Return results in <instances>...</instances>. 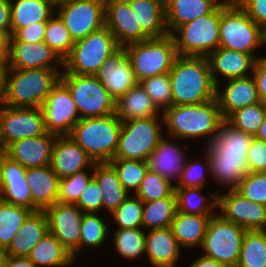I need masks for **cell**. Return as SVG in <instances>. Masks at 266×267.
<instances>
[{
	"instance_id": "6da1fadb",
	"label": "cell",
	"mask_w": 266,
	"mask_h": 267,
	"mask_svg": "<svg viewBox=\"0 0 266 267\" xmlns=\"http://www.w3.org/2000/svg\"><path fill=\"white\" fill-rule=\"evenodd\" d=\"M169 77L172 105H194L216 99V84L207 57L178 55Z\"/></svg>"
},
{
	"instance_id": "7a4b0ae2",
	"label": "cell",
	"mask_w": 266,
	"mask_h": 267,
	"mask_svg": "<svg viewBox=\"0 0 266 267\" xmlns=\"http://www.w3.org/2000/svg\"><path fill=\"white\" fill-rule=\"evenodd\" d=\"M162 122L166 124L169 135L174 138H197L210 136L211 143L219 132L224 118L217 99L194 105H172L163 110Z\"/></svg>"
},
{
	"instance_id": "3957f363",
	"label": "cell",
	"mask_w": 266,
	"mask_h": 267,
	"mask_svg": "<svg viewBox=\"0 0 266 267\" xmlns=\"http://www.w3.org/2000/svg\"><path fill=\"white\" fill-rule=\"evenodd\" d=\"M57 69H7L3 105L41 108L48 94L60 81Z\"/></svg>"
},
{
	"instance_id": "277c9868",
	"label": "cell",
	"mask_w": 266,
	"mask_h": 267,
	"mask_svg": "<svg viewBox=\"0 0 266 267\" xmlns=\"http://www.w3.org/2000/svg\"><path fill=\"white\" fill-rule=\"evenodd\" d=\"M121 126L116 113L83 118L75 124L70 136L95 163L110 162L115 156Z\"/></svg>"
},
{
	"instance_id": "5b68a950",
	"label": "cell",
	"mask_w": 266,
	"mask_h": 267,
	"mask_svg": "<svg viewBox=\"0 0 266 267\" xmlns=\"http://www.w3.org/2000/svg\"><path fill=\"white\" fill-rule=\"evenodd\" d=\"M217 6L210 14L179 26L172 37L178 55L208 57L219 47V22L223 12L234 2ZM178 32L180 36L174 34Z\"/></svg>"
},
{
	"instance_id": "8992f818",
	"label": "cell",
	"mask_w": 266,
	"mask_h": 267,
	"mask_svg": "<svg viewBox=\"0 0 266 267\" xmlns=\"http://www.w3.org/2000/svg\"><path fill=\"white\" fill-rule=\"evenodd\" d=\"M125 47L138 83L156 75L169 73L178 56L171 34L134 42Z\"/></svg>"
},
{
	"instance_id": "52a82bcc",
	"label": "cell",
	"mask_w": 266,
	"mask_h": 267,
	"mask_svg": "<svg viewBox=\"0 0 266 267\" xmlns=\"http://www.w3.org/2000/svg\"><path fill=\"white\" fill-rule=\"evenodd\" d=\"M119 47L114 35L104 26L74 43L70 54L64 59L66 69L62 73L95 76Z\"/></svg>"
},
{
	"instance_id": "ba28073f",
	"label": "cell",
	"mask_w": 266,
	"mask_h": 267,
	"mask_svg": "<svg viewBox=\"0 0 266 267\" xmlns=\"http://www.w3.org/2000/svg\"><path fill=\"white\" fill-rule=\"evenodd\" d=\"M60 81L68 88L80 119L109 116L116 112V99L96 76L62 73Z\"/></svg>"
},
{
	"instance_id": "9c48e42d",
	"label": "cell",
	"mask_w": 266,
	"mask_h": 267,
	"mask_svg": "<svg viewBox=\"0 0 266 267\" xmlns=\"http://www.w3.org/2000/svg\"><path fill=\"white\" fill-rule=\"evenodd\" d=\"M262 43V28L234 1L219 22V47L254 56Z\"/></svg>"
},
{
	"instance_id": "30bf717a",
	"label": "cell",
	"mask_w": 266,
	"mask_h": 267,
	"mask_svg": "<svg viewBox=\"0 0 266 267\" xmlns=\"http://www.w3.org/2000/svg\"><path fill=\"white\" fill-rule=\"evenodd\" d=\"M157 116L122 121L114 159L147 162L163 135Z\"/></svg>"
},
{
	"instance_id": "8fae6325",
	"label": "cell",
	"mask_w": 266,
	"mask_h": 267,
	"mask_svg": "<svg viewBox=\"0 0 266 267\" xmlns=\"http://www.w3.org/2000/svg\"><path fill=\"white\" fill-rule=\"evenodd\" d=\"M245 229L224 220L220 215L212 216L202 245L204 256L215 259L227 267H236Z\"/></svg>"
},
{
	"instance_id": "7c38bea8",
	"label": "cell",
	"mask_w": 266,
	"mask_h": 267,
	"mask_svg": "<svg viewBox=\"0 0 266 267\" xmlns=\"http://www.w3.org/2000/svg\"><path fill=\"white\" fill-rule=\"evenodd\" d=\"M57 11L74 42L105 26L103 0H72L59 5Z\"/></svg>"
},
{
	"instance_id": "4fadbf2b",
	"label": "cell",
	"mask_w": 266,
	"mask_h": 267,
	"mask_svg": "<svg viewBox=\"0 0 266 267\" xmlns=\"http://www.w3.org/2000/svg\"><path fill=\"white\" fill-rule=\"evenodd\" d=\"M41 109L46 131L57 136L70 135L80 120L72 95L61 81L48 94Z\"/></svg>"
},
{
	"instance_id": "5bb4252c",
	"label": "cell",
	"mask_w": 266,
	"mask_h": 267,
	"mask_svg": "<svg viewBox=\"0 0 266 267\" xmlns=\"http://www.w3.org/2000/svg\"><path fill=\"white\" fill-rule=\"evenodd\" d=\"M3 149L16 140L47 133L41 108L1 106Z\"/></svg>"
},
{
	"instance_id": "9a60e30c",
	"label": "cell",
	"mask_w": 266,
	"mask_h": 267,
	"mask_svg": "<svg viewBox=\"0 0 266 267\" xmlns=\"http://www.w3.org/2000/svg\"><path fill=\"white\" fill-rule=\"evenodd\" d=\"M220 216L245 230H266V206L254 203L235 189L225 195L217 194Z\"/></svg>"
},
{
	"instance_id": "2e32d148",
	"label": "cell",
	"mask_w": 266,
	"mask_h": 267,
	"mask_svg": "<svg viewBox=\"0 0 266 267\" xmlns=\"http://www.w3.org/2000/svg\"><path fill=\"white\" fill-rule=\"evenodd\" d=\"M49 232L71 253L73 258L80 249L81 222L84 212L75 204L56 202L45 208Z\"/></svg>"
},
{
	"instance_id": "e0dca14e",
	"label": "cell",
	"mask_w": 266,
	"mask_h": 267,
	"mask_svg": "<svg viewBox=\"0 0 266 267\" xmlns=\"http://www.w3.org/2000/svg\"><path fill=\"white\" fill-rule=\"evenodd\" d=\"M95 76L116 100L138 83L125 46L114 51Z\"/></svg>"
},
{
	"instance_id": "ac0fdd59",
	"label": "cell",
	"mask_w": 266,
	"mask_h": 267,
	"mask_svg": "<svg viewBox=\"0 0 266 267\" xmlns=\"http://www.w3.org/2000/svg\"><path fill=\"white\" fill-rule=\"evenodd\" d=\"M54 62L64 65V60L44 41H10L8 68L19 70L56 69L55 64H52Z\"/></svg>"
},
{
	"instance_id": "d6986e66",
	"label": "cell",
	"mask_w": 266,
	"mask_h": 267,
	"mask_svg": "<svg viewBox=\"0 0 266 267\" xmlns=\"http://www.w3.org/2000/svg\"><path fill=\"white\" fill-rule=\"evenodd\" d=\"M56 138L57 135L47 132L37 137L16 140L5 148L6 155L26 169L49 166Z\"/></svg>"
},
{
	"instance_id": "ffe728a7",
	"label": "cell",
	"mask_w": 266,
	"mask_h": 267,
	"mask_svg": "<svg viewBox=\"0 0 266 267\" xmlns=\"http://www.w3.org/2000/svg\"><path fill=\"white\" fill-rule=\"evenodd\" d=\"M27 169L8 156L3 160L1 171L0 199L4 202L22 206L33 212L40 209L33 203L31 189L26 179Z\"/></svg>"
},
{
	"instance_id": "44dd1931",
	"label": "cell",
	"mask_w": 266,
	"mask_h": 267,
	"mask_svg": "<svg viewBox=\"0 0 266 267\" xmlns=\"http://www.w3.org/2000/svg\"><path fill=\"white\" fill-rule=\"evenodd\" d=\"M94 164V160L70 135L57 136L50 166L60 179L83 171L87 165L94 167Z\"/></svg>"
},
{
	"instance_id": "7402d4cb",
	"label": "cell",
	"mask_w": 266,
	"mask_h": 267,
	"mask_svg": "<svg viewBox=\"0 0 266 267\" xmlns=\"http://www.w3.org/2000/svg\"><path fill=\"white\" fill-rule=\"evenodd\" d=\"M105 26L120 46L150 39L142 28H137L135 14L129 4L105 5Z\"/></svg>"
},
{
	"instance_id": "603a6c76",
	"label": "cell",
	"mask_w": 266,
	"mask_h": 267,
	"mask_svg": "<svg viewBox=\"0 0 266 267\" xmlns=\"http://www.w3.org/2000/svg\"><path fill=\"white\" fill-rule=\"evenodd\" d=\"M219 90L216 86V99L224 119L238 109L261 102L255 80L250 76L229 79L223 93Z\"/></svg>"
},
{
	"instance_id": "cb8c5ba5",
	"label": "cell",
	"mask_w": 266,
	"mask_h": 267,
	"mask_svg": "<svg viewBox=\"0 0 266 267\" xmlns=\"http://www.w3.org/2000/svg\"><path fill=\"white\" fill-rule=\"evenodd\" d=\"M211 75L214 83L218 86L217 74L226 79L247 77V70L253 71L256 57L247 53L218 47L208 57ZM247 74V75H246Z\"/></svg>"
},
{
	"instance_id": "d4e9b609",
	"label": "cell",
	"mask_w": 266,
	"mask_h": 267,
	"mask_svg": "<svg viewBox=\"0 0 266 267\" xmlns=\"http://www.w3.org/2000/svg\"><path fill=\"white\" fill-rule=\"evenodd\" d=\"M204 165L217 181L235 189L248 174L247 158L221 155L211 144H207Z\"/></svg>"
},
{
	"instance_id": "484cf974",
	"label": "cell",
	"mask_w": 266,
	"mask_h": 267,
	"mask_svg": "<svg viewBox=\"0 0 266 267\" xmlns=\"http://www.w3.org/2000/svg\"><path fill=\"white\" fill-rule=\"evenodd\" d=\"M145 252L154 267H174L180 256V246L171 227L151 230L145 236Z\"/></svg>"
},
{
	"instance_id": "4316f807",
	"label": "cell",
	"mask_w": 266,
	"mask_h": 267,
	"mask_svg": "<svg viewBox=\"0 0 266 267\" xmlns=\"http://www.w3.org/2000/svg\"><path fill=\"white\" fill-rule=\"evenodd\" d=\"M26 179L31 189L33 203L40 210L58 202L60 178L53 172L50 165L27 168Z\"/></svg>"
},
{
	"instance_id": "83f0119b",
	"label": "cell",
	"mask_w": 266,
	"mask_h": 267,
	"mask_svg": "<svg viewBox=\"0 0 266 267\" xmlns=\"http://www.w3.org/2000/svg\"><path fill=\"white\" fill-rule=\"evenodd\" d=\"M217 6L213 0H165L168 33L173 34L179 26L210 14Z\"/></svg>"
},
{
	"instance_id": "f1b7e54d",
	"label": "cell",
	"mask_w": 266,
	"mask_h": 267,
	"mask_svg": "<svg viewBox=\"0 0 266 267\" xmlns=\"http://www.w3.org/2000/svg\"><path fill=\"white\" fill-rule=\"evenodd\" d=\"M48 231V221L44 211L32 212L6 248L7 255L28 256Z\"/></svg>"
},
{
	"instance_id": "f546056e",
	"label": "cell",
	"mask_w": 266,
	"mask_h": 267,
	"mask_svg": "<svg viewBox=\"0 0 266 267\" xmlns=\"http://www.w3.org/2000/svg\"><path fill=\"white\" fill-rule=\"evenodd\" d=\"M129 5L134 11L137 28H142L150 38L169 34L165 22V0H133Z\"/></svg>"
},
{
	"instance_id": "4dcf8cb0",
	"label": "cell",
	"mask_w": 266,
	"mask_h": 267,
	"mask_svg": "<svg viewBox=\"0 0 266 267\" xmlns=\"http://www.w3.org/2000/svg\"><path fill=\"white\" fill-rule=\"evenodd\" d=\"M159 111L140 83L116 100L115 113L121 121L155 117Z\"/></svg>"
},
{
	"instance_id": "1f68e13d",
	"label": "cell",
	"mask_w": 266,
	"mask_h": 267,
	"mask_svg": "<svg viewBox=\"0 0 266 267\" xmlns=\"http://www.w3.org/2000/svg\"><path fill=\"white\" fill-rule=\"evenodd\" d=\"M163 137H161L157 147L150 154L147 164L149 170L158 173L171 182L172 177L180 179L185 164L184 156L180 148Z\"/></svg>"
},
{
	"instance_id": "d6a6232c",
	"label": "cell",
	"mask_w": 266,
	"mask_h": 267,
	"mask_svg": "<svg viewBox=\"0 0 266 267\" xmlns=\"http://www.w3.org/2000/svg\"><path fill=\"white\" fill-rule=\"evenodd\" d=\"M11 0V36L19 29L37 22H47L54 5L49 0Z\"/></svg>"
},
{
	"instance_id": "836d02e7",
	"label": "cell",
	"mask_w": 266,
	"mask_h": 267,
	"mask_svg": "<svg viewBox=\"0 0 266 267\" xmlns=\"http://www.w3.org/2000/svg\"><path fill=\"white\" fill-rule=\"evenodd\" d=\"M211 217L176 211L170 227L178 245L202 247Z\"/></svg>"
},
{
	"instance_id": "e575fe53",
	"label": "cell",
	"mask_w": 266,
	"mask_h": 267,
	"mask_svg": "<svg viewBox=\"0 0 266 267\" xmlns=\"http://www.w3.org/2000/svg\"><path fill=\"white\" fill-rule=\"evenodd\" d=\"M92 169L93 178L103 192L102 207L112 213L129 193L123 188L115 168L109 162L95 163Z\"/></svg>"
},
{
	"instance_id": "d590c367",
	"label": "cell",
	"mask_w": 266,
	"mask_h": 267,
	"mask_svg": "<svg viewBox=\"0 0 266 267\" xmlns=\"http://www.w3.org/2000/svg\"><path fill=\"white\" fill-rule=\"evenodd\" d=\"M27 257L36 267H62L75 260L72 253L49 231Z\"/></svg>"
},
{
	"instance_id": "8d00e7d4",
	"label": "cell",
	"mask_w": 266,
	"mask_h": 267,
	"mask_svg": "<svg viewBox=\"0 0 266 267\" xmlns=\"http://www.w3.org/2000/svg\"><path fill=\"white\" fill-rule=\"evenodd\" d=\"M253 138V135L242 132L224 119L218 134L210 144L221 155L247 158V152Z\"/></svg>"
},
{
	"instance_id": "74e56055",
	"label": "cell",
	"mask_w": 266,
	"mask_h": 267,
	"mask_svg": "<svg viewBox=\"0 0 266 267\" xmlns=\"http://www.w3.org/2000/svg\"><path fill=\"white\" fill-rule=\"evenodd\" d=\"M236 267H266V230H246Z\"/></svg>"
},
{
	"instance_id": "f35d334b",
	"label": "cell",
	"mask_w": 266,
	"mask_h": 267,
	"mask_svg": "<svg viewBox=\"0 0 266 267\" xmlns=\"http://www.w3.org/2000/svg\"><path fill=\"white\" fill-rule=\"evenodd\" d=\"M176 211V197L143 203L142 227H150L151 230L170 227Z\"/></svg>"
},
{
	"instance_id": "ab89813d",
	"label": "cell",
	"mask_w": 266,
	"mask_h": 267,
	"mask_svg": "<svg viewBox=\"0 0 266 267\" xmlns=\"http://www.w3.org/2000/svg\"><path fill=\"white\" fill-rule=\"evenodd\" d=\"M33 211L0 199V246L7 248Z\"/></svg>"
},
{
	"instance_id": "60d3db41",
	"label": "cell",
	"mask_w": 266,
	"mask_h": 267,
	"mask_svg": "<svg viewBox=\"0 0 266 267\" xmlns=\"http://www.w3.org/2000/svg\"><path fill=\"white\" fill-rule=\"evenodd\" d=\"M201 188H174L177 211L187 214L214 216L213 207H217V194H212L209 200L211 205L206 206L204 196L200 194Z\"/></svg>"
},
{
	"instance_id": "b9f144b4",
	"label": "cell",
	"mask_w": 266,
	"mask_h": 267,
	"mask_svg": "<svg viewBox=\"0 0 266 267\" xmlns=\"http://www.w3.org/2000/svg\"><path fill=\"white\" fill-rule=\"evenodd\" d=\"M265 115L266 104L259 102L236 110L226 120L235 128L255 137Z\"/></svg>"
},
{
	"instance_id": "7bdbcfd3",
	"label": "cell",
	"mask_w": 266,
	"mask_h": 267,
	"mask_svg": "<svg viewBox=\"0 0 266 267\" xmlns=\"http://www.w3.org/2000/svg\"><path fill=\"white\" fill-rule=\"evenodd\" d=\"M109 163L115 168L120 183L128 193L132 188L137 192L149 169L147 162L141 160L112 159Z\"/></svg>"
},
{
	"instance_id": "ee69618b",
	"label": "cell",
	"mask_w": 266,
	"mask_h": 267,
	"mask_svg": "<svg viewBox=\"0 0 266 267\" xmlns=\"http://www.w3.org/2000/svg\"><path fill=\"white\" fill-rule=\"evenodd\" d=\"M44 42L63 60L70 54L75 43L58 15L47 21Z\"/></svg>"
},
{
	"instance_id": "f6af8a7d",
	"label": "cell",
	"mask_w": 266,
	"mask_h": 267,
	"mask_svg": "<svg viewBox=\"0 0 266 267\" xmlns=\"http://www.w3.org/2000/svg\"><path fill=\"white\" fill-rule=\"evenodd\" d=\"M158 173L149 170L146 172L141 182L140 188L137 190V197L147 203L153 200H159L166 197H176L174 193V185Z\"/></svg>"
},
{
	"instance_id": "bcb514c9",
	"label": "cell",
	"mask_w": 266,
	"mask_h": 267,
	"mask_svg": "<svg viewBox=\"0 0 266 267\" xmlns=\"http://www.w3.org/2000/svg\"><path fill=\"white\" fill-rule=\"evenodd\" d=\"M144 231L137 229H117L114 234L117 251L126 258H136L145 253Z\"/></svg>"
},
{
	"instance_id": "7dc6e473",
	"label": "cell",
	"mask_w": 266,
	"mask_h": 267,
	"mask_svg": "<svg viewBox=\"0 0 266 267\" xmlns=\"http://www.w3.org/2000/svg\"><path fill=\"white\" fill-rule=\"evenodd\" d=\"M156 107L164 110L172 106V90L169 73L156 75L139 82Z\"/></svg>"
},
{
	"instance_id": "c3c4849f",
	"label": "cell",
	"mask_w": 266,
	"mask_h": 267,
	"mask_svg": "<svg viewBox=\"0 0 266 267\" xmlns=\"http://www.w3.org/2000/svg\"><path fill=\"white\" fill-rule=\"evenodd\" d=\"M112 214L119 229L142 228L143 202L138 197H127Z\"/></svg>"
},
{
	"instance_id": "681fc988",
	"label": "cell",
	"mask_w": 266,
	"mask_h": 267,
	"mask_svg": "<svg viewBox=\"0 0 266 267\" xmlns=\"http://www.w3.org/2000/svg\"><path fill=\"white\" fill-rule=\"evenodd\" d=\"M92 179L93 172L91 175H88L84 170L60 179L58 202L76 204L81 193Z\"/></svg>"
},
{
	"instance_id": "f907efd6",
	"label": "cell",
	"mask_w": 266,
	"mask_h": 267,
	"mask_svg": "<svg viewBox=\"0 0 266 267\" xmlns=\"http://www.w3.org/2000/svg\"><path fill=\"white\" fill-rule=\"evenodd\" d=\"M107 225L95 213H84L81 222L80 249L82 246L97 247L104 243Z\"/></svg>"
},
{
	"instance_id": "816d5d0a",
	"label": "cell",
	"mask_w": 266,
	"mask_h": 267,
	"mask_svg": "<svg viewBox=\"0 0 266 267\" xmlns=\"http://www.w3.org/2000/svg\"><path fill=\"white\" fill-rule=\"evenodd\" d=\"M235 190L248 200L266 206V172H248Z\"/></svg>"
},
{
	"instance_id": "f5cc1de1",
	"label": "cell",
	"mask_w": 266,
	"mask_h": 267,
	"mask_svg": "<svg viewBox=\"0 0 266 267\" xmlns=\"http://www.w3.org/2000/svg\"><path fill=\"white\" fill-rule=\"evenodd\" d=\"M102 196L103 192L93 178L83 190L75 205L84 213H96L102 208Z\"/></svg>"
},
{
	"instance_id": "db71d44e",
	"label": "cell",
	"mask_w": 266,
	"mask_h": 267,
	"mask_svg": "<svg viewBox=\"0 0 266 267\" xmlns=\"http://www.w3.org/2000/svg\"><path fill=\"white\" fill-rule=\"evenodd\" d=\"M204 167L201 162L185 163L183 166L182 174L180 176L179 185L174 188H202L204 182Z\"/></svg>"
},
{
	"instance_id": "11a10c76",
	"label": "cell",
	"mask_w": 266,
	"mask_h": 267,
	"mask_svg": "<svg viewBox=\"0 0 266 267\" xmlns=\"http://www.w3.org/2000/svg\"><path fill=\"white\" fill-rule=\"evenodd\" d=\"M248 172H266V142L254 137L247 152Z\"/></svg>"
},
{
	"instance_id": "9f6ffc18",
	"label": "cell",
	"mask_w": 266,
	"mask_h": 267,
	"mask_svg": "<svg viewBox=\"0 0 266 267\" xmlns=\"http://www.w3.org/2000/svg\"><path fill=\"white\" fill-rule=\"evenodd\" d=\"M261 28L266 26V0H235Z\"/></svg>"
},
{
	"instance_id": "6f0895ef",
	"label": "cell",
	"mask_w": 266,
	"mask_h": 267,
	"mask_svg": "<svg viewBox=\"0 0 266 267\" xmlns=\"http://www.w3.org/2000/svg\"><path fill=\"white\" fill-rule=\"evenodd\" d=\"M47 22H37L19 29L10 41L40 42L44 41Z\"/></svg>"
},
{
	"instance_id": "680465c9",
	"label": "cell",
	"mask_w": 266,
	"mask_h": 267,
	"mask_svg": "<svg viewBox=\"0 0 266 267\" xmlns=\"http://www.w3.org/2000/svg\"><path fill=\"white\" fill-rule=\"evenodd\" d=\"M253 78L258 90L259 99L266 104V57L257 58L253 68Z\"/></svg>"
},
{
	"instance_id": "91938a15",
	"label": "cell",
	"mask_w": 266,
	"mask_h": 267,
	"mask_svg": "<svg viewBox=\"0 0 266 267\" xmlns=\"http://www.w3.org/2000/svg\"><path fill=\"white\" fill-rule=\"evenodd\" d=\"M11 0H0V30L11 36Z\"/></svg>"
},
{
	"instance_id": "94428289",
	"label": "cell",
	"mask_w": 266,
	"mask_h": 267,
	"mask_svg": "<svg viewBox=\"0 0 266 267\" xmlns=\"http://www.w3.org/2000/svg\"><path fill=\"white\" fill-rule=\"evenodd\" d=\"M10 35L0 30V62L7 64L10 56Z\"/></svg>"
},
{
	"instance_id": "6125c7cd",
	"label": "cell",
	"mask_w": 266,
	"mask_h": 267,
	"mask_svg": "<svg viewBox=\"0 0 266 267\" xmlns=\"http://www.w3.org/2000/svg\"><path fill=\"white\" fill-rule=\"evenodd\" d=\"M3 267H36V265L27 256L7 255Z\"/></svg>"
},
{
	"instance_id": "be15d7a7",
	"label": "cell",
	"mask_w": 266,
	"mask_h": 267,
	"mask_svg": "<svg viewBox=\"0 0 266 267\" xmlns=\"http://www.w3.org/2000/svg\"><path fill=\"white\" fill-rule=\"evenodd\" d=\"M189 267H227L225 264L216 261L215 259L201 256L196 259Z\"/></svg>"
},
{
	"instance_id": "e7e4bbea",
	"label": "cell",
	"mask_w": 266,
	"mask_h": 267,
	"mask_svg": "<svg viewBox=\"0 0 266 267\" xmlns=\"http://www.w3.org/2000/svg\"><path fill=\"white\" fill-rule=\"evenodd\" d=\"M7 64H0V105H3L4 94H5V80L7 73Z\"/></svg>"
},
{
	"instance_id": "03108f58",
	"label": "cell",
	"mask_w": 266,
	"mask_h": 267,
	"mask_svg": "<svg viewBox=\"0 0 266 267\" xmlns=\"http://www.w3.org/2000/svg\"><path fill=\"white\" fill-rule=\"evenodd\" d=\"M255 137L266 142V115H265L263 123L261 124L260 129H259V131Z\"/></svg>"
},
{
	"instance_id": "003e7915",
	"label": "cell",
	"mask_w": 266,
	"mask_h": 267,
	"mask_svg": "<svg viewBox=\"0 0 266 267\" xmlns=\"http://www.w3.org/2000/svg\"><path fill=\"white\" fill-rule=\"evenodd\" d=\"M133 0H103L105 5H114V4H130Z\"/></svg>"
},
{
	"instance_id": "a7ac6f4b",
	"label": "cell",
	"mask_w": 266,
	"mask_h": 267,
	"mask_svg": "<svg viewBox=\"0 0 266 267\" xmlns=\"http://www.w3.org/2000/svg\"><path fill=\"white\" fill-rule=\"evenodd\" d=\"M6 150L0 148V191H1V171H2V165H3V160L6 157Z\"/></svg>"
},
{
	"instance_id": "89a4df30",
	"label": "cell",
	"mask_w": 266,
	"mask_h": 267,
	"mask_svg": "<svg viewBox=\"0 0 266 267\" xmlns=\"http://www.w3.org/2000/svg\"><path fill=\"white\" fill-rule=\"evenodd\" d=\"M6 257H7L6 249L0 246V267H3Z\"/></svg>"
},
{
	"instance_id": "2644e50d",
	"label": "cell",
	"mask_w": 266,
	"mask_h": 267,
	"mask_svg": "<svg viewBox=\"0 0 266 267\" xmlns=\"http://www.w3.org/2000/svg\"><path fill=\"white\" fill-rule=\"evenodd\" d=\"M0 148L3 149V132H2V121H1V107H0Z\"/></svg>"
},
{
	"instance_id": "8c879c8a",
	"label": "cell",
	"mask_w": 266,
	"mask_h": 267,
	"mask_svg": "<svg viewBox=\"0 0 266 267\" xmlns=\"http://www.w3.org/2000/svg\"><path fill=\"white\" fill-rule=\"evenodd\" d=\"M55 7L72 0H49Z\"/></svg>"
},
{
	"instance_id": "753ad0ef",
	"label": "cell",
	"mask_w": 266,
	"mask_h": 267,
	"mask_svg": "<svg viewBox=\"0 0 266 267\" xmlns=\"http://www.w3.org/2000/svg\"><path fill=\"white\" fill-rule=\"evenodd\" d=\"M262 38H263V43L266 44V26L262 28Z\"/></svg>"
},
{
	"instance_id": "34e18365",
	"label": "cell",
	"mask_w": 266,
	"mask_h": 267,
	"mask_svg": "<svg viewBox=\"0 0 266 267\" xmlns=\"http://www.w3.org/2000/svg\"><path fill=\"white\" fill-rule=\"evenodd\" d=\"M218 6H220V5H225V4H227V3H229L231 0H224L223 2H218V0H213Z\"/></svg>"
}]
</instances>
